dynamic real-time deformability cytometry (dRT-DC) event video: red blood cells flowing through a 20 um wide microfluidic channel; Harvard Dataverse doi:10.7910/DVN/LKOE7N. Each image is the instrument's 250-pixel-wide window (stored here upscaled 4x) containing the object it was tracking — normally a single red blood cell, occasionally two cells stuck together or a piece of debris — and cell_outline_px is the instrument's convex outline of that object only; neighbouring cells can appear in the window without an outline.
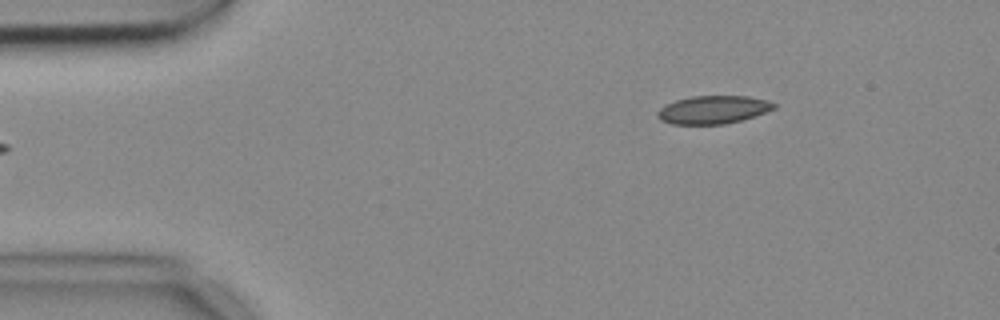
{"species": "common noctule bat (a hibernating species)", "species_latin": "Nyctalus noctula", "temperature_condition": "cold", "stored_images_in_passage": 2, "camera_frame_rate_fps": 3000, "um_per_image_px": 0.085, "animal": {"sex": "female", "body_mass_g": 18.4}, "frame": {"image": 1, "passage_image": 2, "time_ms": 0.333, "image_size_px": [1000, 320], "cell_outline_px": [[776, 108], [740, 120], [724, 124], [672, 124], [660, 120], [656, 116], [656, 112], [660, 108], [676, 100], [688, 96], [748, 96], [764, 100], [776, 104]], "centroid_in_image_um": [60.56, 9.32], "position_along_channel_um": 24.4, "area_um2": 18.84}}